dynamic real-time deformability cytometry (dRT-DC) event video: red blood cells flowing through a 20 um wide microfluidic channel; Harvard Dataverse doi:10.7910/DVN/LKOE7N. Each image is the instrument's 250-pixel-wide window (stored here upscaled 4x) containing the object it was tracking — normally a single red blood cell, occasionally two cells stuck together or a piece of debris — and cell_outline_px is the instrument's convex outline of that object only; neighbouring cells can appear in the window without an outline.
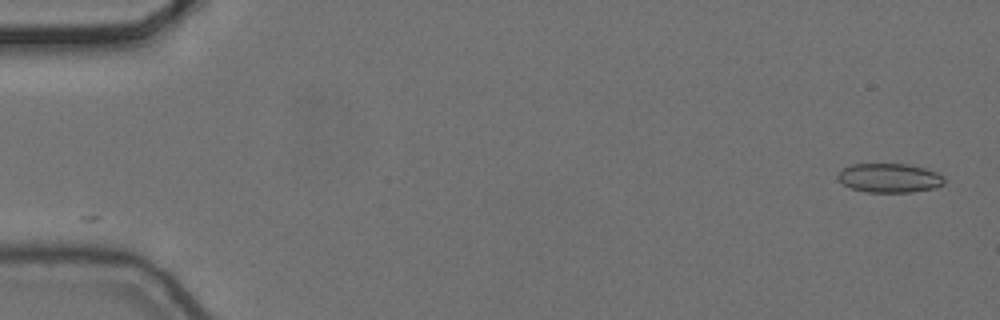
{"species": "common noctule bat (a hibernating species)", "species_latin": "Nyctalus noctula", "temperature_condition": "cold", "stored_images_in_passage": 7, "camera_frame_rate_fps": 3000, "um_per_image_px": 0.085, "animal": {"sex": "female", "body_mass_g": 24.6, "forearm_length_mm": 56.2}, "frame": {"image": 1, "passage_image": 1, "time_ms": 0.0, "image_size_px": [1000, 320], "cell_outline_px": [[944, 184], [936, 188], [912, 192], [868, 192], [852, 188], [844, 184], [836, 176], [844, 168], [852, 164], [908, 164], [924, 168], [936, 172], [944, 176]], "centroid_in_image_um": [75.64, 15.13], "position_along_channel_um": 9.4, "area_um2": 17.98}}
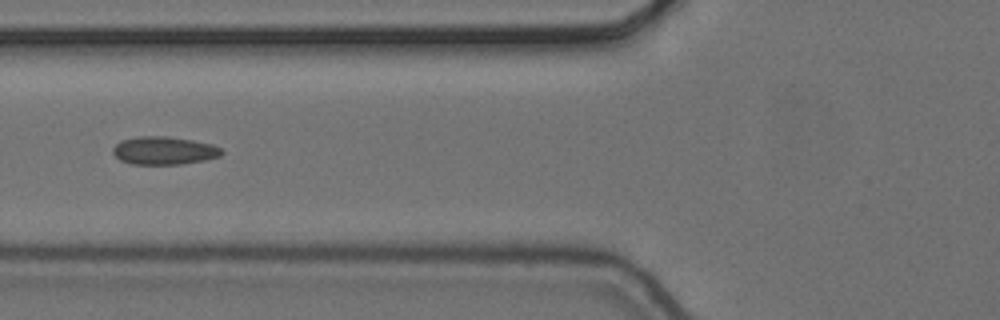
{"frame": {"image": 2, "passage_image": 6, "time_ms": 1.667, "image_size_px": [1000, 320], "cell_outline_px": [[224, 152], [220, 156], [204, 160], [180, 164], [132, 164], [120, 160], [112, 152], [112, 148], [120, 140], [136, 136], [168, 136], [192, 140], [212, 144], [220, 148]], "centroid_in_image_um": [13.92, 12.79], "position_along_channel_um": 111.9, "area_um2": 17.8}}
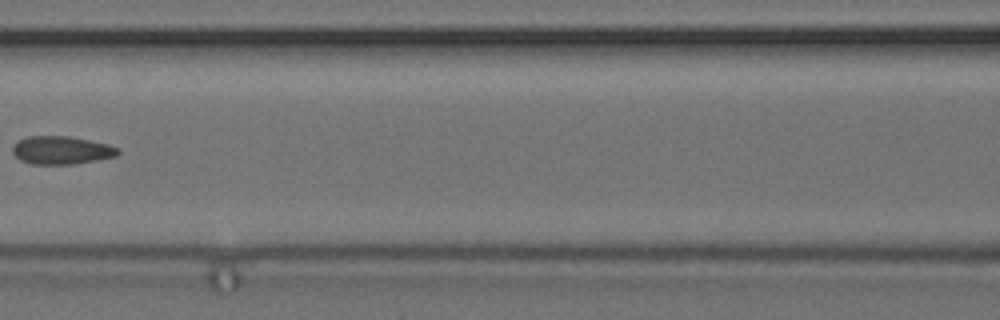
{"frame": {"image": 3, "passage_image": 7, "time_ms": 2.0, "image_size_px": [1000, 320], "cell_outline_px": [[120, 152], [116, 156], [96, 160], [72, 164], [32, 164], [20, 160], [12, 152], [12, 148], [20, 140], [28, 136], [68, 136], [108, 144], [120, 148]], "centroid_in_image_um": [5.24, 12.77], "position_along_channel_um": 161.4, "area_um2": 17.11}}